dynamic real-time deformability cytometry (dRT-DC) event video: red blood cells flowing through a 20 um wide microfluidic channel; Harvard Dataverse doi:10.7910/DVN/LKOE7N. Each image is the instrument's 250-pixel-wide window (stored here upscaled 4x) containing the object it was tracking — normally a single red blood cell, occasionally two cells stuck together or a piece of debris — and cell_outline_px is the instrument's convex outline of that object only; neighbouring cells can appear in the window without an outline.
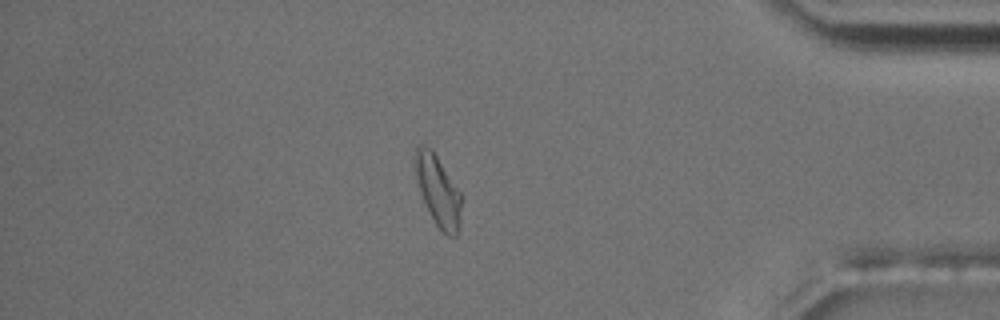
{"species": "common noctule bat (a hibernating species)", "species_latin": "Nyctalus noctula", "temperature_condition": "room temperature", "stored_images_in_passage": 56, "camera_frame_rate_fps": 3000, "um_per_image_px": 0.085, "animal": {"sex": "male", "body_mass_g": 17.5, "forearm_length_mm": 52.3}, "frame": {"image": 1, "passage_image": 48, "time_ms": 15.667, "image_size_px": [1000, 320], "cell_outline_px": [[460, 224], [456, 236], [448, 236], [436, 224], [424, 200], [412, 164], [412, 156], [416, 148], [420, 144], [432, 148], [460, 192]], "centroid_in_image_um": [37.2, 16.13], "position_along_channel_um": 398.0, "area_um2": 18.73}, "authors_computed_cell_mechanics": {"area_um2": 17.1955, "velocity_mm_per_s": 3.6688, "shape_relaxation_time_tau1_ms": null, "shape_relaxation_time_tau2_ms": 4.5227, "deformation_change_tau1": null, "deformation_change_tau2": 0.1202}}